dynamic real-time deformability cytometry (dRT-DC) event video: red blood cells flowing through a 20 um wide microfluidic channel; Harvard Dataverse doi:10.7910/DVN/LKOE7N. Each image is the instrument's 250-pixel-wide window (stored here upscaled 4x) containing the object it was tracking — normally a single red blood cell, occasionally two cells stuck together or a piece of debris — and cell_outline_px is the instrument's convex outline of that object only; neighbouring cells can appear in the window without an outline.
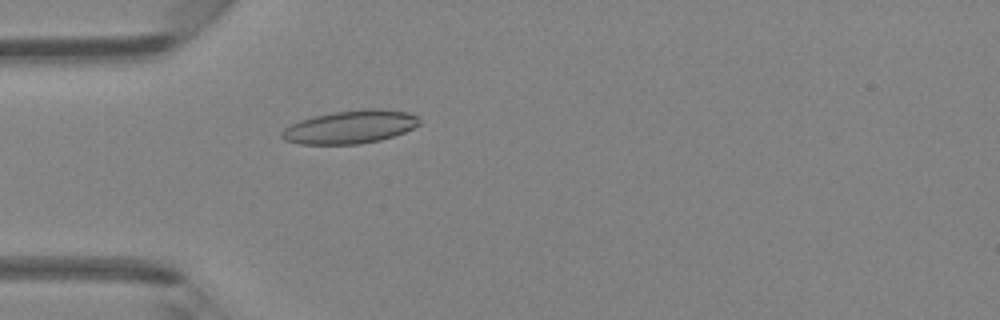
{"species": "Egyptian fruit bat (a non-hibernating species)", "species_latin": "Rousettus aegyptiacus", "temperature_condition": "room temperature", "stored_images_in_passage": 47, "camera_frame_rate_fps": 3000, "um_per_image_px": 0.085, "animal": {"sex": "female"}, "frame": {"image": 1, "passage_image": 14, "time_ms": 4.333, "image_size_px": [1000, 320], "cell_outline_px": [[420, 124], [404, 132], [380, 140], [360, 144], [300, 144], [284, 140], [280, 136], [280, 132], [284, 128], [300, 120], [312, 116], [336, 112], [364, 108], [380, 108], [408, 112], [416, 116], [420, 120]], "centroid_in_image_um": [29.76, 10.78], "position_along_channel_um": 55.2, "area_um2": 26.65}}
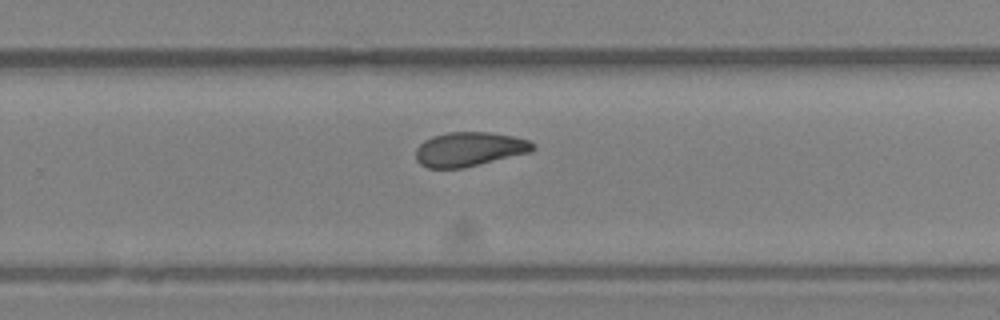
{"frame": {"image": 2, "passage_image": 31, "time_ms": 10.0, "image_size_px": [1000, 320], "cell_outline_px": [[536, 148], [532, 152], [464, 168], [428, 168], [420, 164], [416, 160], [416, 148], [424, 140], [432, 136], [448, 132], [488, 132], [512, 136], [528, 140], [536, 144]], "centroid_in_image_um": [39.91, 12.68], "position_along_channel_um": 289.9, "area_um2": 23.58}}
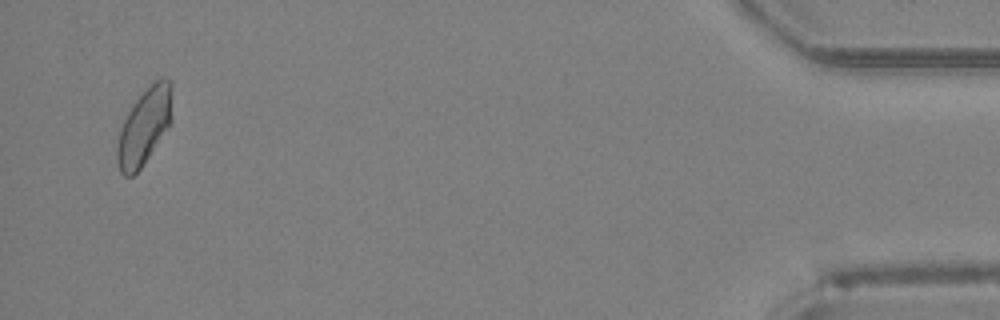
{"frame": {"image": 3, "passage_image": 46, "time_ms": 15.0, "image_size_px": [1000, 320], "cell_outline_px": [[172, 124], [140, 168], [132, 176], [124, 176], [120, 172], [116, 160], [116, 148], [120, 128], [128, 112], [136, 100], [160, 76], [164, 76], [172, 80]], "centroid_in_image_um": [12.3, 10.73], "position_along_channel_um": 422.9, "area_um2": 24.68}, "authors_computed_cell_mechanics": {"area_um2": 24.1026, "velocity_mm_per_s": 4.2653, "shape_relaxation_time_tau1_ms": 6.1903, "shape_relaxation_time_tau2_ms": 2.7279, "deformation_change_tau1": 0.1507, "deformation_change_tau2": 0.0896}}